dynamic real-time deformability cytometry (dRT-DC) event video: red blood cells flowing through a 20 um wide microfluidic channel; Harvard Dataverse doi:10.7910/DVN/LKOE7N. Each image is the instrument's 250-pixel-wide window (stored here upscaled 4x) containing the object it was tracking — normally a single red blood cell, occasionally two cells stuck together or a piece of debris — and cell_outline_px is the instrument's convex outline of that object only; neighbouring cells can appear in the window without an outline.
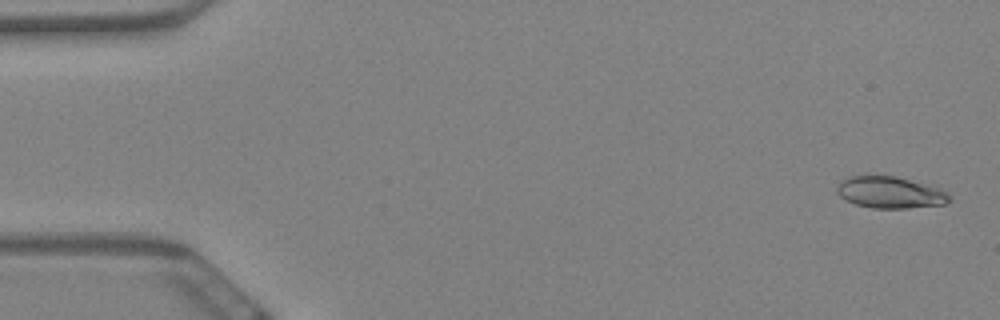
{"species": "Egyptian fruit bat (a non-hibernating species)", "species_latin": "Rousettus aegyptiacus", "temperature_condition": "warm", "stored_images_in_passage": 59, "camera_frame_rate_fps": 3000, "um_per_image_px": 0.085, "animal": {"sex": "female"}, "frame": {"image": 1, "passage_image": 2, "time_ms": 0.333, "image_size_px": [1000, 320], "cell_outline_px": [[952, 200], [944, 204], [908, 208], [872, 208], [856, 204], [840, 196], [836, 192], [836, 188], [840, 180], [848, 176], [896, 176], [948, 192]], "centroid_in_image_um": [75.62, 16.36], "position_along_channel_um": 9.4, "area_um2": 20.46}}
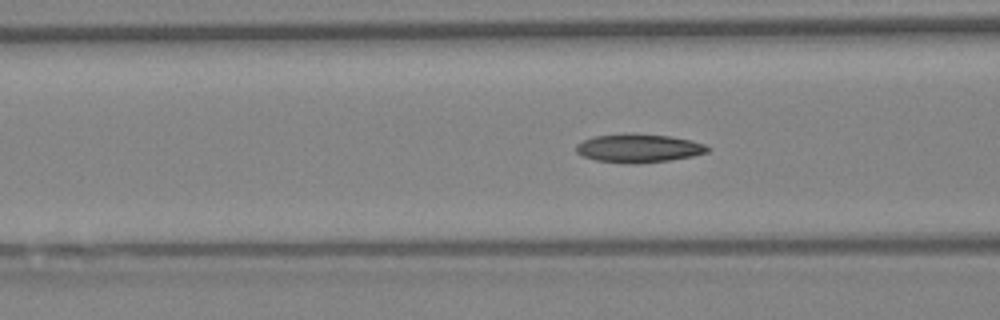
{"frame": {"image": 2, "passage_image": 23, "time_ms": 7.333, "image_size_px": [1000, 320], "cell_outline_px": [[712, 148], [708, 152], [692, 156], [668, 160], [636, 164], [624, 164], [596, 160], [584, 156], [576, 152], [576, 144], [592, 136], [628, 132], [668, 136], [688, 140], [704, 144]], "centroid_in_image_um": [54.25, 12.59], "position_along_channel_um": 112.4, "area_um2": 22.02}}
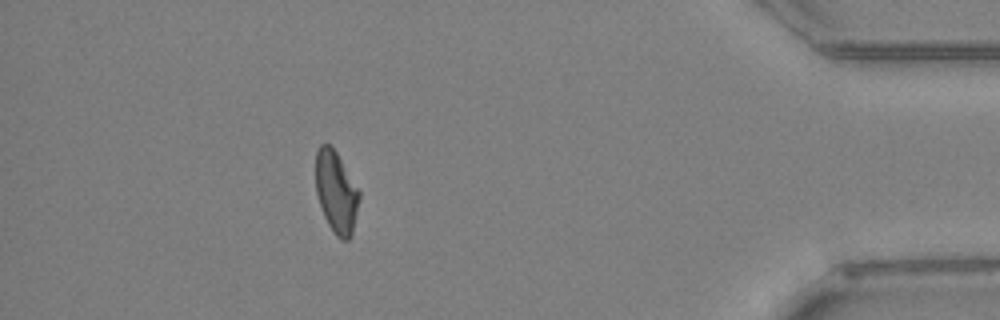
{"frame": {"image": 3, "passage_image": 53, "time_ms": 17.333, "image_size_px": [1000, 320], "cell_outline_px": [[360, 196], [352, 232], [348, 240], [340, 240], [336, 236], [328, 224], [324, 216], [316, 192], [316, 152], [320, 144], [328, 144], [336, 152], [360, 192]], "centroid_in_image_um": [28.57, 16.34], "position_along_channel_um": 406.6, "area_um2": 20.4}, "authors_computed_cell_mechanics": {"area_um2": 20.8658, "velocity_mm_per_s": 3.4427, "shape_relaxation_time_tau1_ms": null, "shape_relaxation_time_tau2_ms": 3.2304, "deformation_change_tau1": null, "deformation_change_tau2": 0.0933}}